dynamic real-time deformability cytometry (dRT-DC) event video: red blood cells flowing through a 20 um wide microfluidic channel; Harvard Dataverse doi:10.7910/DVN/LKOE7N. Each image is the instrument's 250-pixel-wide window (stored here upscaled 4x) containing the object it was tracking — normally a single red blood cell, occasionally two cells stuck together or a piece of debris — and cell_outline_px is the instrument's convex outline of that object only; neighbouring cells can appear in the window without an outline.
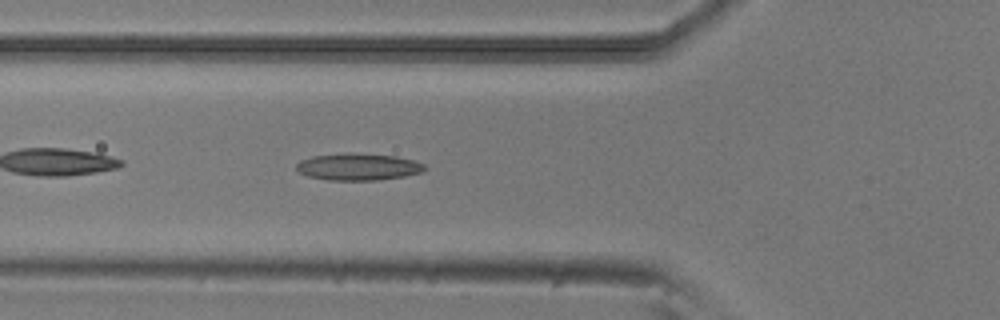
{"species": "common noctule bat (a hibernating species)", "species_latin": "Nyctalus noctula", "temperature_condition": "room temperature", "stored_images_in_passage": 37, "camera_frame_rate_fps": 3000, "um_per_image_px": 0.085, "animal": {"sex": "male", "body_mass_g": 20.5, "forearm_length_mm": 52.5}, "frame": {"image": 1, "passage_image": 4, "time_ms": 1.0, "image_size_px": [1000, 320], "cell_outline_px": [[428, 168], [420, 172], [404, 176], [380, 180], [328, 180], [308, 176], [300, 172], [296, 168], [296, 164], [300, 160], [312, 156], [348, 152], [396, 156], [412, 160], [424, 164]], "centroid_in_image_um": [30.43, 14.17], "position_along_channel_um": 95.4, "area_um2": 20.17}}
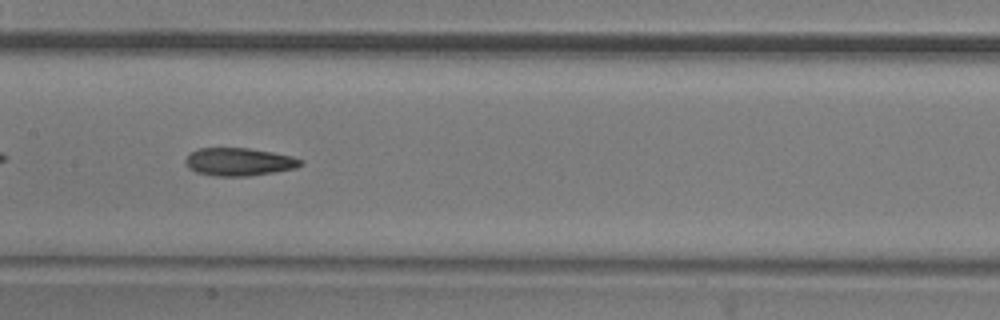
{"frame": {"image": 2, "passage_image": 11, "time_ms": 3.333, "image_size_px": [1000, 320], "cell_outline_px": [[304, 164], [296, 168], [248, 176], [216, 176], [196, 172], [188, 168], [184, 160], [192, 152], [200, 148], [248, 148], [272, 152], [292, 156], [304, 160]], "centroid_in_image_um": [20.34, 13.75], "position_along_channel_um": 187.1, "area_um2": 18.67}}
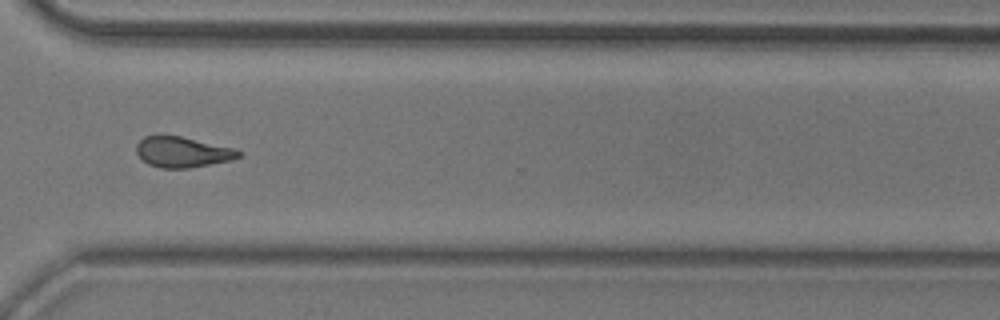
{"frame": {"image": 3, "passage_image": 24, "time_ms": 7.667, "image_size_px": [1000, 320], "cell_outline_px": [[244, 152], [240, 156], [232, 160], [188, 168], [160, 168], [148, 164], [136, 152], [136, 144], [144, 136], [180, 136], [236, 148]], "centroid_in_image_um": [15.55, 12.92], "position_along_channel_um": 355.0, "area_um2": 18.21}, "authors_computed_cell_mechanics": {"area_um2": 18.496, "velocity_mm_per_s": 3.8891, "shape_relaxation_time_tau1_ms": 10.2504, "shape_relaxation_time_tau2_ms": 4.5552, "deformation_change_tau1": 0.2258, "deformation_change_tau2": 0.1403}}